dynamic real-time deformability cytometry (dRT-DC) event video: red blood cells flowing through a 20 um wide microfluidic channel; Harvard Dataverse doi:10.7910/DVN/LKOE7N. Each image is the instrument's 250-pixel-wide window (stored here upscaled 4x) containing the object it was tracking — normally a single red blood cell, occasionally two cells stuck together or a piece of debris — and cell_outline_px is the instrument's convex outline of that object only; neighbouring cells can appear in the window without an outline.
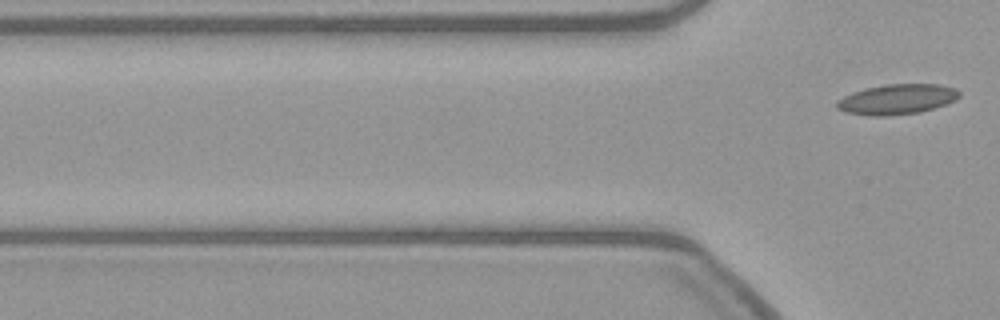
{"species": "common noctule bat (a hibernating species)", "species_latin": "Nyctalus noctula", "temperature_condition": "warm", "stored_images_in_passage": 6, "camera_frame_rate_fps": 3000, "um_per_image_px": 0.085, "animal": {"sex": "female", "body_mass_g": 21.9}, "frame": {"image": 1, "passage_image": 6, "time_ms": 1.667, "image_size_px": [1000, 320], "cell_outline_px": [[960, 96], [956, 100], [948, 104], [920, 112], [884, 116], [868, 116], [844, 112], [836, 108], [836, 100], [852, 92], [864, 88], [884, 84], [936, 84], [956, 88], [960, 92]], "centroid_in_image_um": [76.23, 8.44], "position_along_channel_um": 49.6, "area_um2": 21.85}}